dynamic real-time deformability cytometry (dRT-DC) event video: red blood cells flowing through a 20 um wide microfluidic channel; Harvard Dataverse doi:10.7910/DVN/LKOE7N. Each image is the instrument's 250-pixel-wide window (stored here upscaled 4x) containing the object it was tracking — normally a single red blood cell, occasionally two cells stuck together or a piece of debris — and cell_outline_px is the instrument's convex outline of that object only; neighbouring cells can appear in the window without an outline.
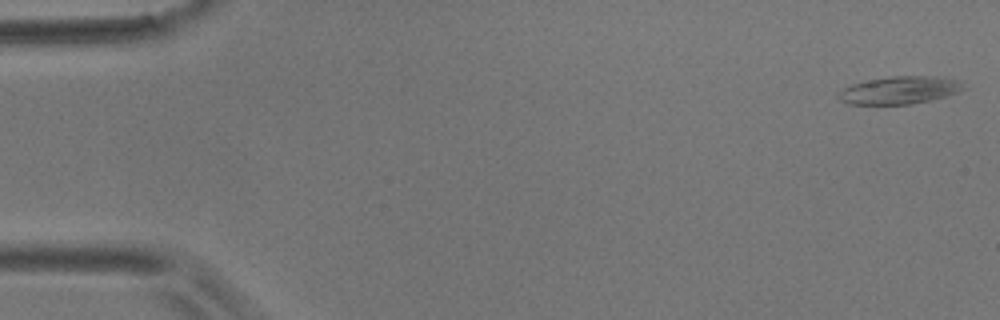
{"species": "common noctule bat (a hibernating species)", "species_latin": "Nyctalus noctula", "temperature_condition": "room temperature", "stored_images_in_passage": 56, "camera_frame_rate_fps": 3000, "um_per_image_px": 0.085, "animal": {"sex": "male", "body_mass_g": 17.9}, "frame": {"image": 1, "passage_image": 1, "time_ms": 0.0, "image_size_px": [1000, 320], "cell_outline_px": [[960, 92], [928, 100], [908, 104], [848, 104], [840, 100], [836, 96], [844, 88], [852, 84], [892, 76], [936, 76], [960, 80]], "centroid_in_image_um": [76.43, 7.66], "position_along_channel_um": 8.6, "area_um2": 19.65}}
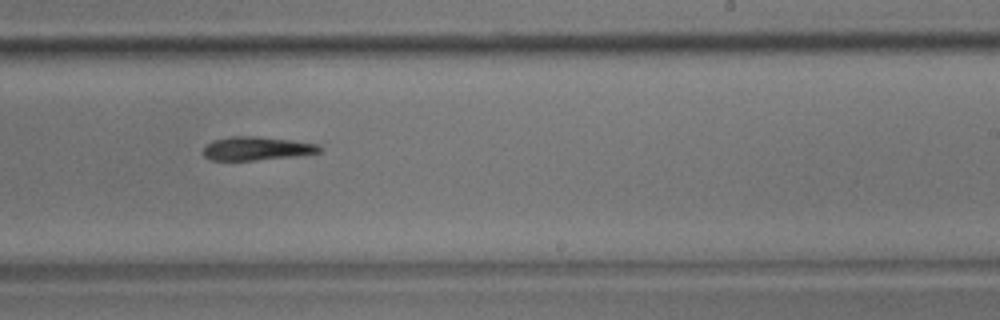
{"frame": {"image": 2, "passage_image": 34, "time_ms": 11.0, "image_size_px": [1000, 320], "cell_outline_px": [[324, 148], [320, 152], [296, 156], [252, 160], [212, 160], [204, 156], [204, 148], [212, 140], [232, 136], [256, 136], [292, 140], [320, 144]], "centroid_in_image_um": [21.87, 12.61], "position_along_channel_um": 267.1, "area_um2": 15.95}}
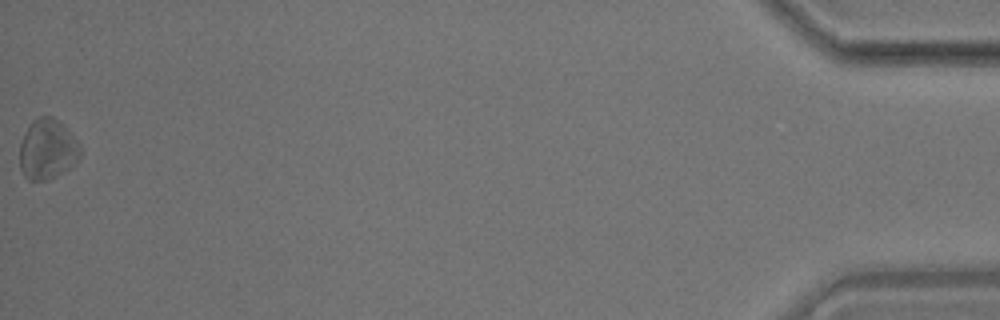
{"frame": {"image": 3, "passage_image": 56, "time_ms": 18.333, "image_size_px": [1000, 320], "cell_outline_px": [[80, 156], [76, 164], [44, 180], [28, 180], [24, 176], [20, 168], [20, 144], [24, 132], [32, 120], [40, 116], [52, 116], [64, 124], [68, 128], [80, 144]], "centroid_in_image_um": [4.03, 12.65], "position_along_channel_um": 431.2, "area_um2": 21.33}, "authors_computed_cell_mechanics": {"area_um2": 17.7735, "velocity_mm_per_s": 3.5547, "shape_relaxation_time_tau1_ms": 5.3466, "shape_relaxation_time_tau2_ms": null, "deformation_change_tau1": 0.1197, "deformation_change_tau2": null}}